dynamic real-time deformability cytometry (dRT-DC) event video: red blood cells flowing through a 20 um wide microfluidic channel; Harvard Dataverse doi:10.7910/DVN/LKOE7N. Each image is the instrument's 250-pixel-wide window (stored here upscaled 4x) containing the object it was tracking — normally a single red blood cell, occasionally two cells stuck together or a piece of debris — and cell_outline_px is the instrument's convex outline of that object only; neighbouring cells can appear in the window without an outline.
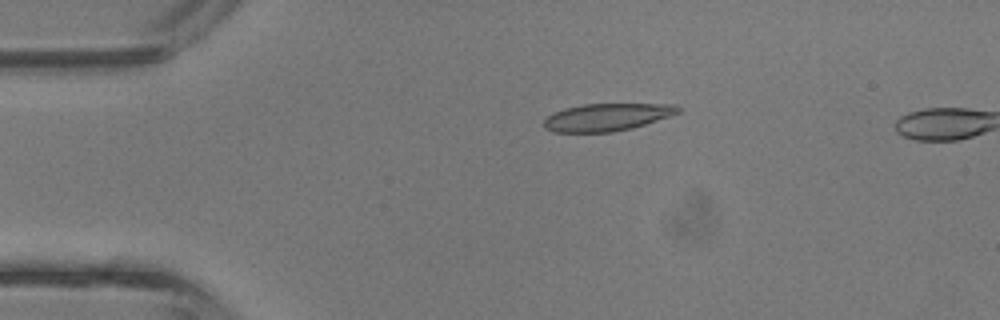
{"species": "common noctule bat (a hibernating species)", "species_latin": "Nyctalus noctula", "temperature_condition": "room temperature", "stored_images_in_passage": 2, "camera_frame_rate_fps": 3000, "um_per_image_px": 0.085, "animal": {"sex": "male", "body_mass_g": 13.3}, "frame": {"image": 1, "passage_image": 1, "time_ms": 0.0, "image_size_px": [1000, 320], "cell_outline_px": [[680, 112], [632, 128], [612, 132], [552, 132], [544, 128], [544, 120], [548, 116], [564, 108], [584, 104], [676, 104], [680, 108]], "centroid_in_image_um": [51.57, 9.96], "position_along_channel_um": 33.4, "area_um2": 21.27}}